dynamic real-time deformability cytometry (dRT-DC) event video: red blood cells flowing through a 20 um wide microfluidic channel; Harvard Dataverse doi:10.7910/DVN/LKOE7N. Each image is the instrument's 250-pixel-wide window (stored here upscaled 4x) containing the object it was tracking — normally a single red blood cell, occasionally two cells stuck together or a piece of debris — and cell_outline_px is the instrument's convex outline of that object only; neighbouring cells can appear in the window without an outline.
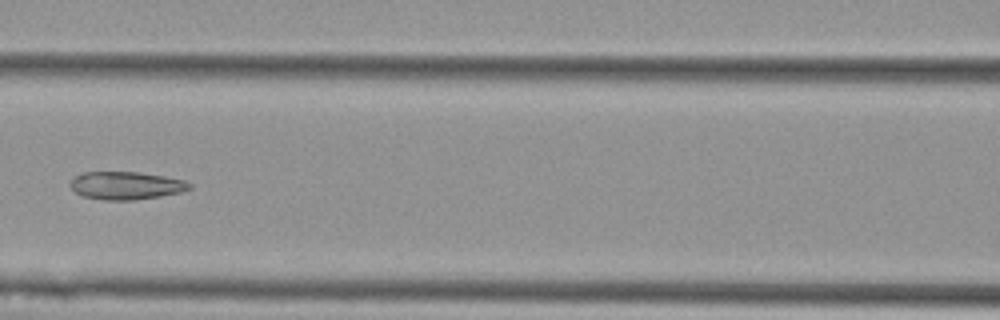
{"species": "Egyptian fruit bat (a non-hibernating species)", "species_latin": "Rousettus aegyptiacus", "temperature_condition": "cold", "stored_images_in_passage": 6, "camera_frame_rate_fps": 3000, "um_per_image_px": 0.085, "animal": {"sex": "female"}, "frame": {"image": 1, "passage_image": 6, "time_ms": 1.667, "image_size_px": [1000, 320], "cell_outline_px": [[192, 188], [180, 192], [160, 196], [136, 200], [104, 200], [84, 196], [76, 192], [68, 184], [76, 176], [84, 172], [136, 172], [164, 176], [184, 180], [192, 184]], "centroid_in_image_um": [10.73, 15.77], "position_along_channel_um": 155.9, "area_um2": 19.25}}